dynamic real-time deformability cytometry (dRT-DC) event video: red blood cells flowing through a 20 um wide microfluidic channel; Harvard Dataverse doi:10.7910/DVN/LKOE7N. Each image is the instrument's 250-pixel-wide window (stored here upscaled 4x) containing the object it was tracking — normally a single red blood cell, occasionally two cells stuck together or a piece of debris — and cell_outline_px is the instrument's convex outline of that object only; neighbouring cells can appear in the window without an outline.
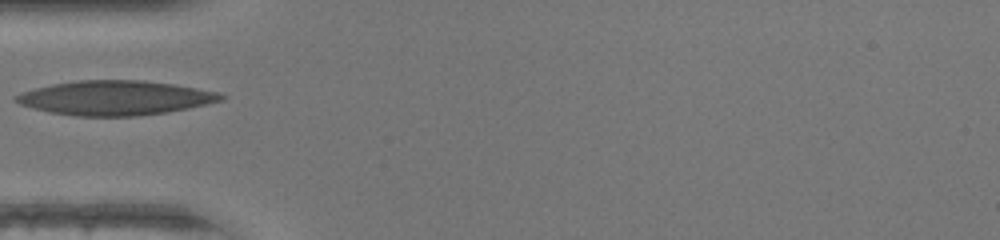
{"species": "human", "species_latin": "Homo sapiens", "temperature_condition": "warm", "stored_images_in_passage": 32, "camera_frame_rate_fps": 3000, "um_per_image_px": 0.085, "donor": {"sex": "female"}, "frame": {"image": 1, "passage_image": 1, "time_ms": 0.0, "image_size_px": [1000, 240], "cell_outline_px": [[228, 96], [224, 100], [188, 108], [168, 112], [136, 116], [76, 116], [48, 112], [32, 108], [20, 104], [12, 100], [12, 96], [36, 88], [52, 84], [76, 80], [144, 80], [172, 84], [220, 92]], "centroid_in_image_um": [9.79, 8.32], "position_along_channel_um": 75.2, "area_um2": 41.33}}
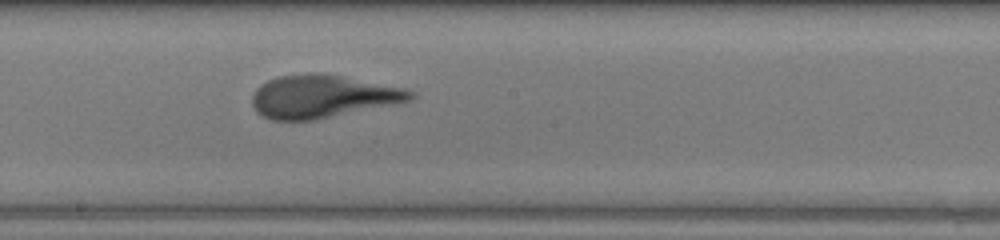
{"frame": {"image": 2, "passage_image": 11, "time_ms": 3.333, "image_size_px": [1000, 240], "cell_outline_px": [[416, 96], [412, 100], [396, 104], [316, 120], [272, 120], [256, 112], [252, 104], [252, 96], [256, 88], [260, 84], [268, 80], [280, 76], [340, 76], [404, 88], [416, 92]], "centroid_in_image_um": [27.44, 8.25], "position_along_channel_um": 220.8, "area_um2": 38.73}}
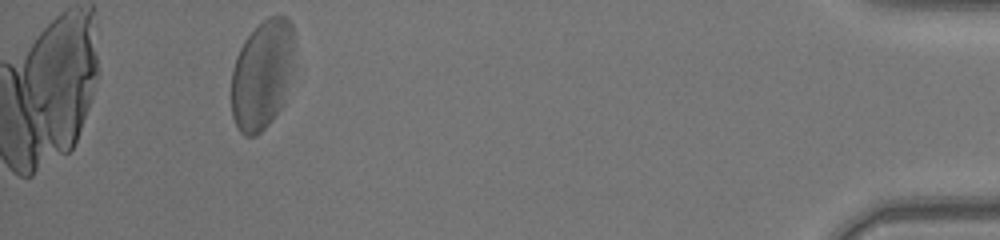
{"frame": {"image": 3, "passage_image": 29, "time_ms": 9.333, "image_size_px": [1000, 240], "cell_outline_px": [[292, 68], [284, 104], [272, 120], [256, 136], [244, 136], [236, 128], [232, 116], [232, 72], [236, 56], [244, 40], [268, 16], [284, 16], [292, 24]], "centroid_in_image_um": [22.26, 6.4], "position_along_channel_um": 412.9, "area_um2": 39.94}}